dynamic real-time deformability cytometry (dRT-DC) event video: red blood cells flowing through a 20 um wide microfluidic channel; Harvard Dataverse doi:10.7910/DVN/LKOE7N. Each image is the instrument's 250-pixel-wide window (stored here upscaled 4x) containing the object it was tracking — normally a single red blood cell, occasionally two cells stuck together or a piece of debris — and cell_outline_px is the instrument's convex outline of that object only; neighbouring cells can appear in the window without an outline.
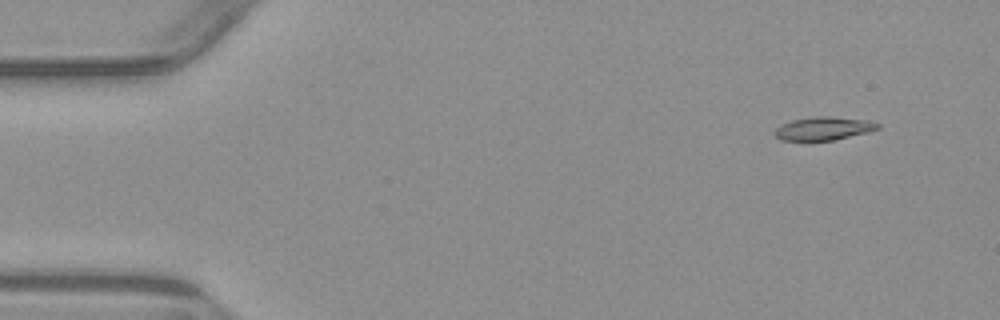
{"species": "common noctule bat (a hibernating species)", "species_latin": "Nyctalus noctula", "temperature_condition": "warm", "stored_images_in_passage": 4, "camera_frame_rate_fps": 3000, "um_per_image_px": 0.085, "animal": {"sex": "male", "body_mass_g": 23.1, "forearm_length_mm": 52.7}, "frame": {"image": 1, "passage_image": 1, "time_ms": 0.0, "image_size_px": [1000, 320], "cell_outline_px": [[880, 128], [868, 132], [832, 140], [780, 140], [772, 132], [780, 124], [792, 120], [816, 116], [832, 116], [864, 120], [880, 124]], "centroid_in_image_um": [69.96, 10.91], "position_along_channel_um": 15.0, "area_um2": 13.87}}
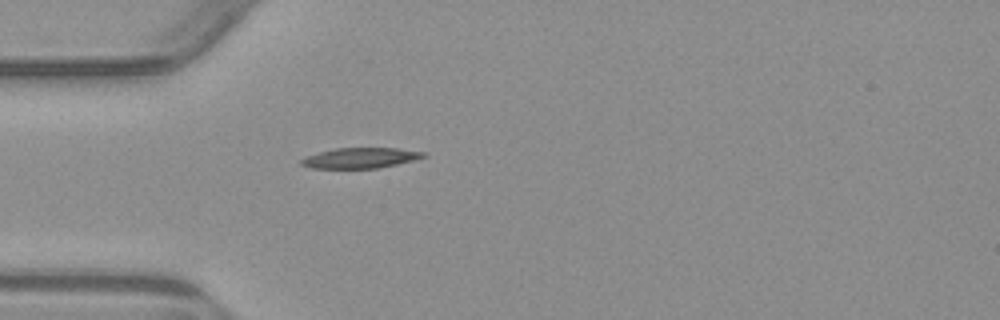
{"frame": {"image": 2, "passage_image": 4, "time_ms": 3.667, "image_size_px": [1000, 320], "cell_outline_px": [[428, 156], [396, 164], [376, 168], [312, 168], [300, 164], [300, 160], [308, 156], [320, 152], [336, 148], [396, 148], [424, 152]], "centroid_in_image_um": [30.63, 13.42], "position_along_channel_um": 54.4, "area_um2": 14.28}}